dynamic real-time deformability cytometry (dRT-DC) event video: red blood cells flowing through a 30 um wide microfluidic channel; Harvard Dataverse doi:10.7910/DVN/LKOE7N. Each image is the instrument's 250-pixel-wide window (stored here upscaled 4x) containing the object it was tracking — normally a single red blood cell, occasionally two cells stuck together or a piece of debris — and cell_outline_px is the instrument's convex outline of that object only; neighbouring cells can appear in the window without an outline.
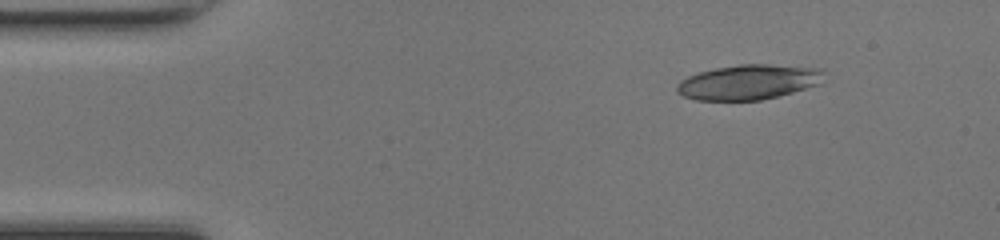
{"species": "common noctule bat (a hibernating species)", "species_latin": "Nyctalus noctula", "temperature_condition": "room temperature", "stored_images_in_passage": 43, "segment_of_instrument_passage": [1, 2], "camera_frame_rate_fps": 3000, "um_per_image_px": 0.085, "animal": {"sex": "female", "body_mass_g": 17.0, "forearm_length_mm": 48.0}, "frame": {"image": 1, "passage_image": 1, "time_ms": 0.0, "image_size_px": [1000, 240], "cell_outline_px": [[824, 72], [820, 84], [792, 92], [760, 100], [696, 100], [684, 96], [676, 92], [676, 84], [680, 80], [688, 76], [700, 72], [716, 68], [740, 64], [768, 64], [824, 68]], "centroid_in_image_um": [63.62, 6.97], "position_along_channel_um": 21.4, "area_um2": 29.94}}